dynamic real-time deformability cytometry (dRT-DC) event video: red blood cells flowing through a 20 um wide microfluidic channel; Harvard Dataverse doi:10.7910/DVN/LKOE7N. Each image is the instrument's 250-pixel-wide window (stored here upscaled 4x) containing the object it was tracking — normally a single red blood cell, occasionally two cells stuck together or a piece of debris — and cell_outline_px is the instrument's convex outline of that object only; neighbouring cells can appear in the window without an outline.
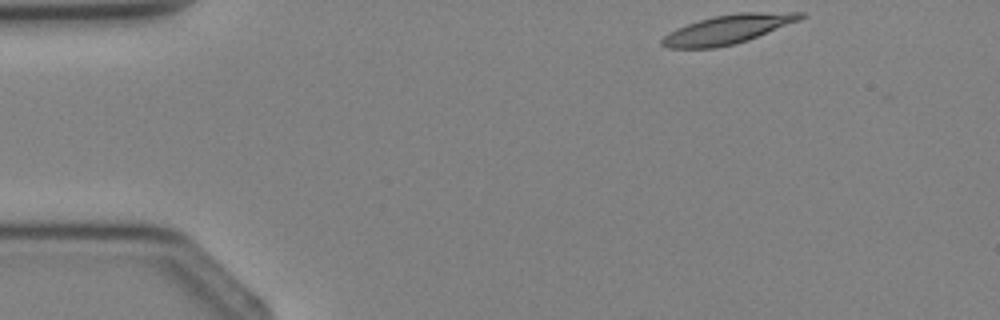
{"species": "Egyptian fruit bat (a non-hibernating species)", "species_latin": "Rousettus aegyptiacus", "temperature_condition": "cold", "stored_images_in_passage": 3, "camera_frame_rate_fps": 3000, "um_per_image_px": 0.085, "animal": {"sex": "female"}, "frame": {"image": 1, "passage_image": 1, "time_ms": 0.0, "image_size_px": [1000, 320], "cell_outline_px": [[808, 16], [800, 20], [748, 40], [736, 44], [716, 48], [668, 48], [660, 44], [660, 40], [668, 32], [676, 28], [712, 16], [740, 12], [804, 12]], "centroid_in_image_um": [61.87, 2.49], "position_along_channel_um": 23.1, "area_um2": 23.58}}
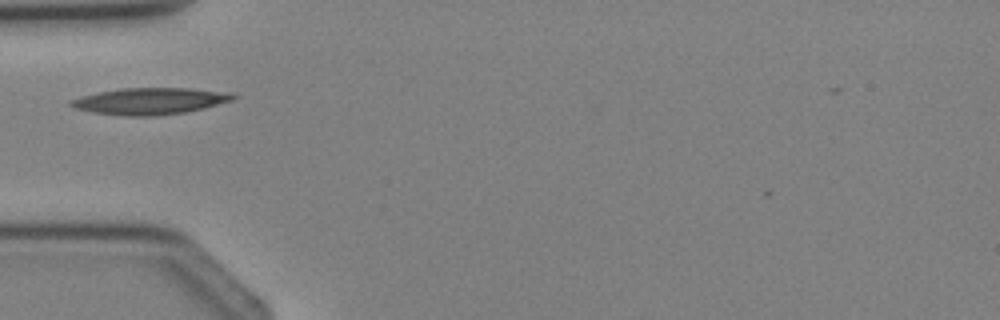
{"frame": {"image": 2, "passage_image": 3, "time_ms": 2.333, "image_size_px": [1000, 320], "cell_outline_px": [[240, 96], [232, 100], [204, 108], [184, 112], [156, 116], [124, 116], [92, 112], [72, 108], [68, 104], [68, 100], [80, 96], [96, 92], [120, 88], [188, 88], [236, 92]], "centroid_in_image_um": [12.75, 8.58], "position_along_channel_um": 72.3, "area_um2": 25.66}}